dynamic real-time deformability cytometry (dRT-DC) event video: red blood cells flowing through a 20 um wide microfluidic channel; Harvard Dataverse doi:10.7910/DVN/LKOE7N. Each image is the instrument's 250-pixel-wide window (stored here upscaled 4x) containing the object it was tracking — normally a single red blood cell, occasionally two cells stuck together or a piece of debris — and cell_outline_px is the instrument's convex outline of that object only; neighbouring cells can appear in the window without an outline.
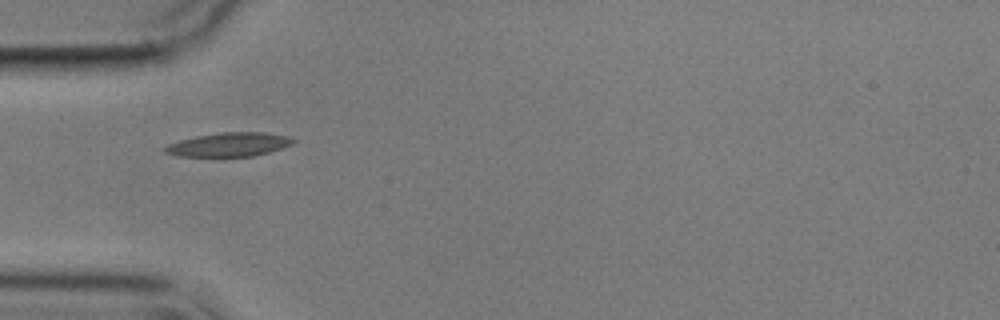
{"species": "common noctule bat (a hibernating species)", "species_latin": "Nyctalus noctula", "temperature_condition": "cold", "stored_images_in_passage": 5, "camera_frame_rate_fps": 3000, "um_per_image_px": 0.085, "animal": {"sex": "male", "body_mass_g": 17.9}, "frame": {"image": 1, "passage_image": 5, "time_ms": 4.667, "image_size_px": [1000, 320], "cell_outline_px": [[296, 140], [292, 144], [268, 152], [252, 156], [224, 160], [176, 156], [164, 152], [164, 148], [168, 144], [180, 140], [196, 136], [220, 132], [264, 132], [288, 136]], "centroid_in_image_um": [19.4, 12.34], "position_along_channel_um": 65.6, "area_um2": 18.79}}